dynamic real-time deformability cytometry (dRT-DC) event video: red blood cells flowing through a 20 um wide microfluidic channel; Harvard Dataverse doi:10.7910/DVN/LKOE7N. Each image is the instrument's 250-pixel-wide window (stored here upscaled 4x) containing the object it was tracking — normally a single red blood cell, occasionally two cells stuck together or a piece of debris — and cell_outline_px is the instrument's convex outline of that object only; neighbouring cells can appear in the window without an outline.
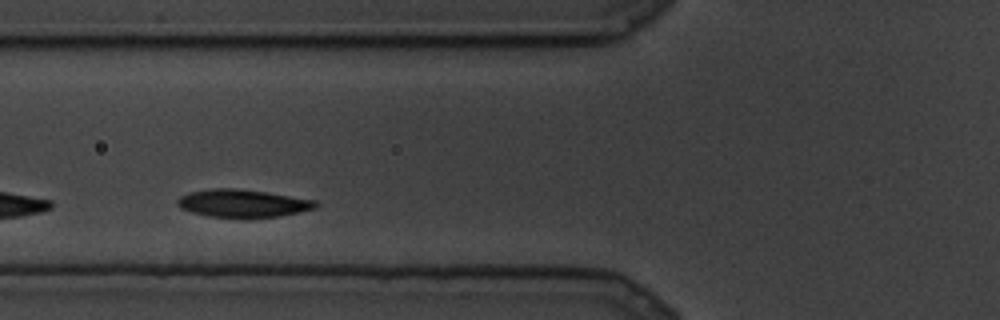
{"species": "common noctule bat (a hibernating species)", "species_latin": "Nyctalus noctula", "temperature_condition": "cold", "stored_images_in_passage": 48, "camera_frame_rate_fps": 3000, "um_per_image_px": 0.085, "animal": {"sex": "male", "body_mass_g": 19.5, "forearm_length_mm": 54.6}, "frame": {"image": 1, "passage_image": 8, "time_ms": 2.333, "image_size_px": [1000, 320], "cell_outline_px": [[320, 204], [316, 208], [300, 212], [280, 216], [208, 216], [192, 212], [180, 208], [176, 204], [176, 200], [180, 196], [188, 192], [212, 188], [232, 188], [264, 192], [316, 200]], "centroid_in_image_um": [20.61, 17.26], "position_along_channel_um": 105.2, "area_um2": 21.96}}
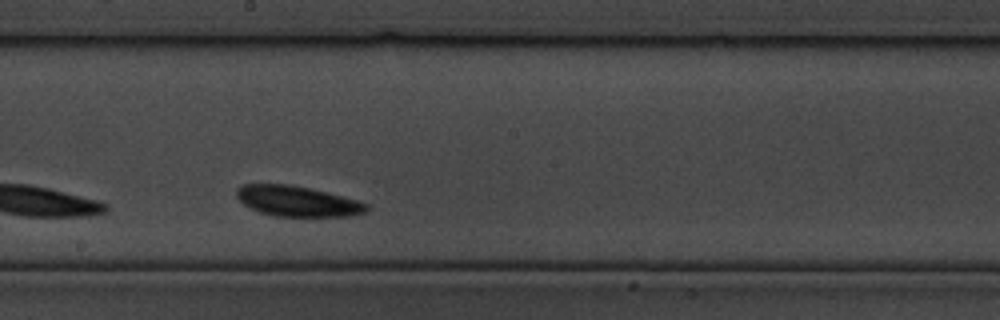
{"frame": {"image": 2, "passage_image": 25, "time_ms": 8.0, "image_size_px": [1000, 320], "cell_outline_px": [[372, 208], [368, 212], [352, 216], [276, 216], [260, 212], [244, 204], [236, 196], [236, 188], [240, 184], [288, 184], [308, 188], [356, 200], [368, 204]], "centroid_in_image_um": [25.29, 17.1], "position_along_channel_um": 222.9, "area_um2": 22.95}}
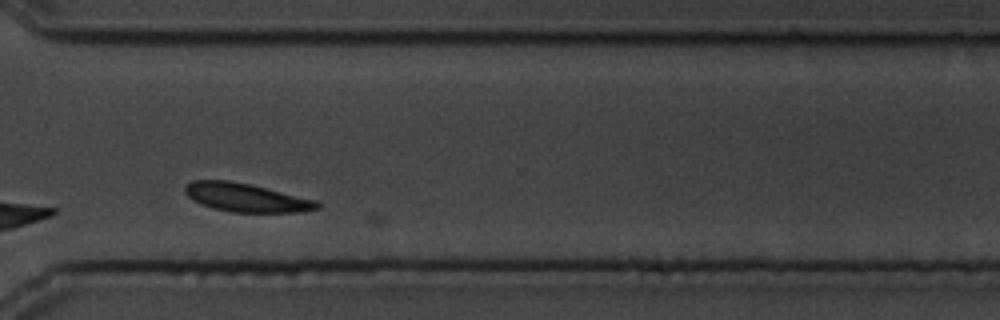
{"frame": {"image": 3, "passage_image": 43, "time_ms": 14.0, "image_size_px": [1000, 320], "cell_outline_px": [[320, 208], [304, 212], [232, 212], [200, 204], [192, 200], [184, 192], [184, 188], [192, 180], [228, 180], [248, 184], [316, 200], [320, 204]], "centroid_in_image_um": [20.91, 16.8], "position_along_channel_um": 349.7, "area_um2": 21.73}}